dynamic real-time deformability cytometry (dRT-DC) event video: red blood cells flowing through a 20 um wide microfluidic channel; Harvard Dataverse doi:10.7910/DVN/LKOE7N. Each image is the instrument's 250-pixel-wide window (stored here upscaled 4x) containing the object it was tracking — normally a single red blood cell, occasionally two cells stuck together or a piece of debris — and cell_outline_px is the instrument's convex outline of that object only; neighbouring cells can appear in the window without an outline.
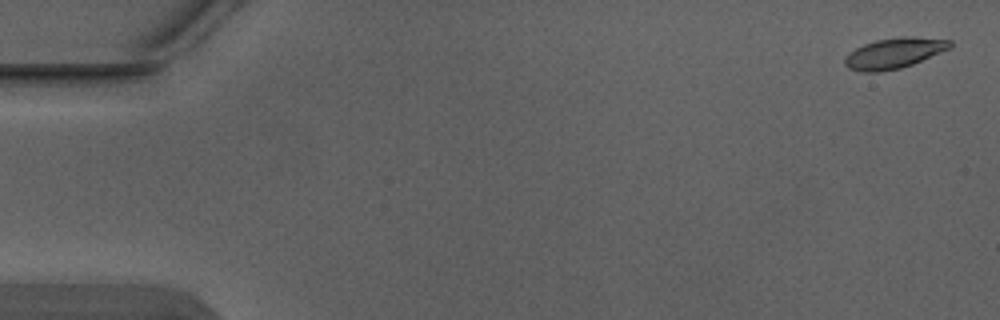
{"species": "Egyptian fruit bat (a non-hibernating species)", "species_latin": "Rousettus aegyptiacus", "temperature_condition": "warm", "stored_images_in_passage": 4, "camera_frame_rate_fps": 3000, "um_per_image_px": 0.085, "animal": {"sex": "male"}, "frame": {"image": 1, "passage_image": 1, "time_ms": 0.0, "image_size_px": [1000, 320], "cell_outline_px": [[952, 48], [912, 64], [900, 68], [880, 72], [864, 72], [848, 68], [844, 64], [844, 60], [848, 52], [864, 44], [876, 40], [904, 36], [912, 36], [952, 40]], "centroid_in_image_um": [76.01, 4.51], "position_along_channel_um": 9.0, "area_um2": 18.79}}
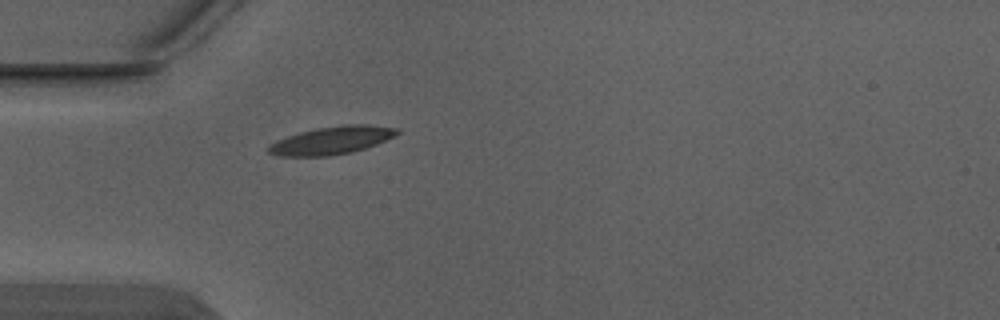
{"frame": {"image": 2, "passage_image": 4, "time_ms": 1.0, "image_size_px": [1000, 320], "cell_outline_px": [[400, 132], [396, 136], [376, 144], [352, 152], [332, 156], [280, 156], [268, 152], [268, 144], [276, 140], [300, 132], [316, 128], [344, 124], [368, 124], [400, 128]], "centroid_in_image_um": [28.23, 11.92], "position_along_channel_um": 56.8, "area_um2": 21.04}}